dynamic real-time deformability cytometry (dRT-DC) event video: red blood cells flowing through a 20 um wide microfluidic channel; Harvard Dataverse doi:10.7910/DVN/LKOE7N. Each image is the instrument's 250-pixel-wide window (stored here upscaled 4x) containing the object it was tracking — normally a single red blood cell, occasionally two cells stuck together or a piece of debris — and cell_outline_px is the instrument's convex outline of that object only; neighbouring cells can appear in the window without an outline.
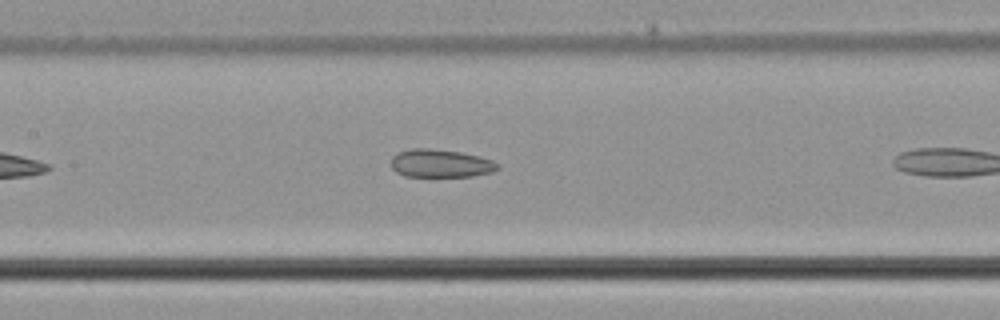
{"species": "common noctule bat (a hibernating species)", "species_latin": "Nyctalus noctula", "temperature_condition": "cold", "stored_images_in_passage": 17, "camera_frame_rate_fps": 3000, "um_per_image_px": 0.085, "animal": {"sex": "male", "body_mass_g": 21.5, "forearm_length_mm": 52.0}, "frame": {"image": 1, "passage_image": 10, "time_ms": 3.0, "image_size_px": [1000, 320], "cell_outline_px": [[500, 168], [492, 172], [472, 176], [404, 176], [396, 172], [392, 168], [392, 156], [396, 152], [412, 148], [428, 148], [460, 152], [480, 156], [492, 160], [500, 164]], "centroid_in_image_um": [37.45, 13.88], "position_along_channel_um": 169.9, "area_um2": 17.51}}